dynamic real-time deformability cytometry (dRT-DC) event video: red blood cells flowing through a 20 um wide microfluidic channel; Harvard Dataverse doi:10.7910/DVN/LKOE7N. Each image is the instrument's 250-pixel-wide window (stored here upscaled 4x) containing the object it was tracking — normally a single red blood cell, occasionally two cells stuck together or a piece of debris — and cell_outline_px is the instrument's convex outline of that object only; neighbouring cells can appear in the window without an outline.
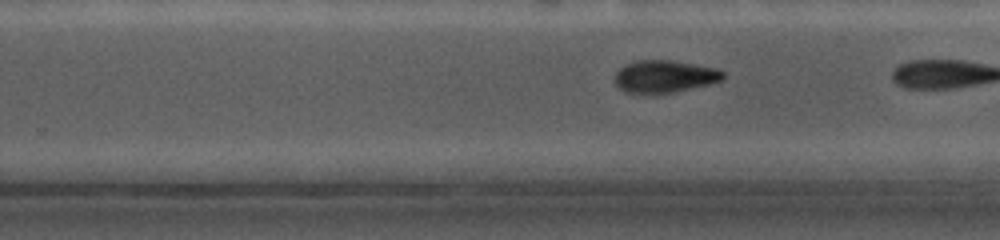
{"species": "common noctule bat (a hibernating species)", "species_latin": "Nyctalus noctula", "temperature_condition": "cold", "stored_images_in_passage": 33, "camera_frame_rate_fps": 5000, "um_per_image_px": 0.085, "animal": {"sex": "female", "body_mass_g": 19.0, "forearm_length_mm": 56.7}, "frame": {"image": 1, "passage_image": 19, "time_ms": 5.0, "image_size_px": [1000, 240], "cell_outline_px": [[724, 80], [692, 88], [672, 92], [624, 92], [616, 84], [616, 72], [624, 64], [640, 60], [672, 60], [716, 68], [724, 72]], "centroid_in_image_um": [56.51, 6.47], "position_along_channel_um": 273.3, "area_um2": 20.06}}